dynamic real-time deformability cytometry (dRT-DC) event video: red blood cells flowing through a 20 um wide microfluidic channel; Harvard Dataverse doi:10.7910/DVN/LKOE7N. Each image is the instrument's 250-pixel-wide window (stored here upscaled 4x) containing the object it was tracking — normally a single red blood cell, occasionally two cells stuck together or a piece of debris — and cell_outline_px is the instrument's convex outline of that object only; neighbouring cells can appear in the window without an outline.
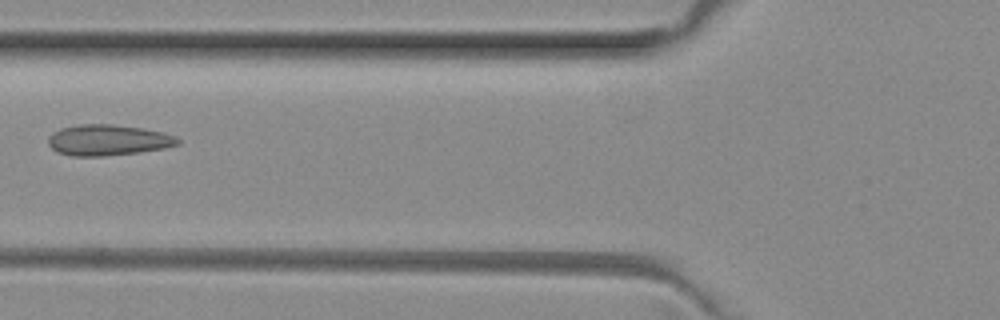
{"species": "common noctule bat (a hibernating species)", "species_latin": "Nyctalus noctula", "temperature_condition": "room temperature", "stored_images_in_passage": 5, "camera_frame_rate_fps": 3000, "um_per_image_px": 0.085, "animal": {"sex": "female", "body_mass_g": 29.2, "forearm_length_mm": 56.3}, "frame": {"image": 1, "passage_image": 3, "time_ms": 0.667, "image_size_px": [1000, 320], "cell_outline_px": [[180, 144], [164, 148], [140, 152], [104, 156], [72, 156], [56, 152], [48, 144], [48, 136], [52, 132], [60, 128], [80, 124], [112, 124], [144, 128], [164, 132], [176, 136], [180, 140]], "centroid_in_image_um": [9.18, 11.9], "position_along_channel_um": 116.6, "area_um2": 23.58}}
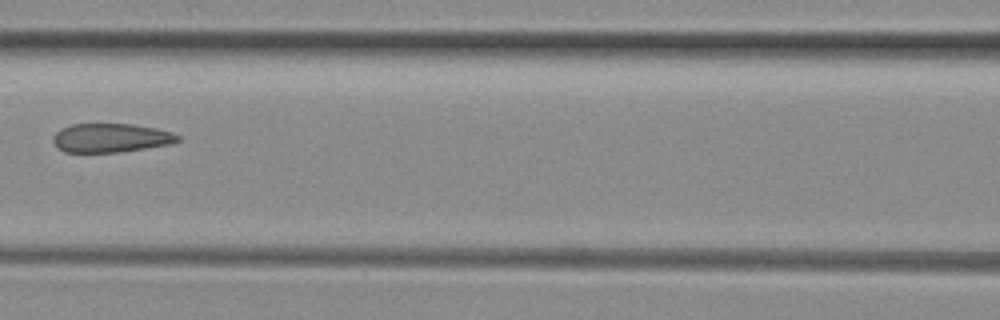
{"frame": {"image": 2, "passage_image": 4, "time_ms": 1.0, "image_size_px": [1000, 320], "cell_outline_px": [[180, 140], [172, 144], [120, 152], [64, 152], [56, 148], [52, 140], [52, 136], [60, 128], [72, 124], [132, 124], [156, 128], [172, 132], [180, 136]], "centroid_in_image_um": [9.4, 11.72], "position_along_channel_um": 157.2, "area_um2": 21.21}}
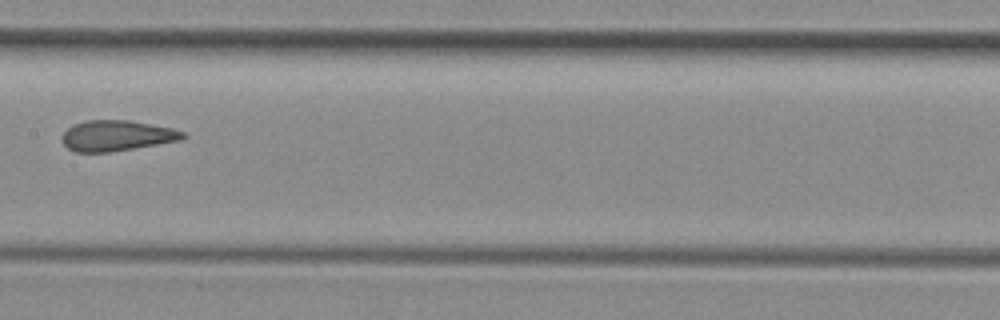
{"frame": {"image": 3, "passage_image": 5, "time_ms": 1.333, "image_size_px": [1000, 320], "cell_outline_px": [[188, 136], [180, 140], [112, 152], [76, 152], [68, 148], [60, 140], [60, 136], [72, 124], [84, 120], [128, 120], [172, 128], [184, 132]], "centroid_in_image_um": [9.88, 11.53], "position_along_channel_um": 197.5, "area_um2": 21.68}}